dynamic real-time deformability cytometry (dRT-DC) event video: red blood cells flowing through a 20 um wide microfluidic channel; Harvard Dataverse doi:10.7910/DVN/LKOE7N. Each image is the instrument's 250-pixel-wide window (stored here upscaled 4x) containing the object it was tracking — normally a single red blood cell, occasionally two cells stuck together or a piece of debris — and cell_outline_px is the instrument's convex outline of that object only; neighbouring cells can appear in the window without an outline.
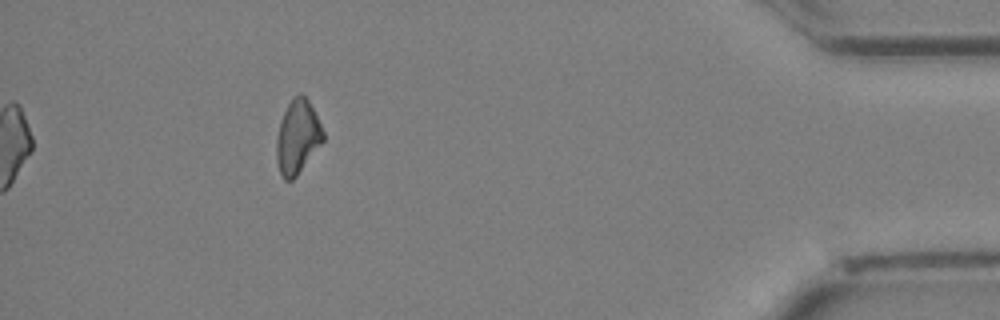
{"species": "Egyptian fruit bat (a non-hibernating species)", "species_latin": "Rousettus aegyptiacus", "temperature_condition": "cold", "stored_images_in_passage": 36, "camera_frame_rate_fps": 3000, "um_per_image_px": 0.085, "animal": {"sex": "female"}, "frame": {"image": 1, "passage_image": 36, "time_ms": 11.667, "image_size_px": [1000, 320], "cell_outline_px": [[324, 140], [296, 176], [292, 180], [284, 180], [280, 172], [276, 160], [276, 140], [280, 120], [292, 96], [300, 92], [308, 100], [324, 132]], "centroid_in_image_um": [25.27, 11.62], "position_along_channel_um": 409.9, "area_um2": 19.88}}